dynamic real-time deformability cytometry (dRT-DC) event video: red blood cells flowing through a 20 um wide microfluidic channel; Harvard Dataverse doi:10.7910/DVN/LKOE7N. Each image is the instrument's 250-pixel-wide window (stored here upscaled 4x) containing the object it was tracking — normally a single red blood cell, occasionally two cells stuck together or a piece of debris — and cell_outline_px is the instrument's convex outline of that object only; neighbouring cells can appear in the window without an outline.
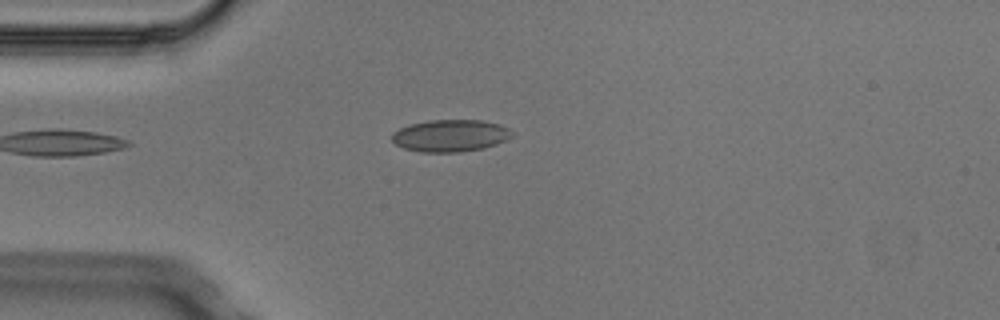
{"species": "Egyptian fruit bat (a non-hibernating species)", "species_latin": "Rousettus aegyptiacus", "temperature_condition": "cold", "stored_images_in_passage": 4, "camera_frame_rate_fps": 3000, "um_per_image_px": 0.085, "animal": {"sex": "male"}, "frame": {"image": 1, "passage_image": 4, "time_ms": 1.0, "image_size_px": [1000, 320], "cell_outline_px": [[516, 132], [512, 136], [496, 144], [484, 148], [460, 152], [420, 152], [404, 148], [396, 144], [392, 140], [392, 132], [400, 128], [412, 124], [428, 120], [480, 120], [500, 124]], "centroid_in_image_um": [38.3, 11.53], "position_along_channel_um": 46.7, "area_um2": 22.48}}